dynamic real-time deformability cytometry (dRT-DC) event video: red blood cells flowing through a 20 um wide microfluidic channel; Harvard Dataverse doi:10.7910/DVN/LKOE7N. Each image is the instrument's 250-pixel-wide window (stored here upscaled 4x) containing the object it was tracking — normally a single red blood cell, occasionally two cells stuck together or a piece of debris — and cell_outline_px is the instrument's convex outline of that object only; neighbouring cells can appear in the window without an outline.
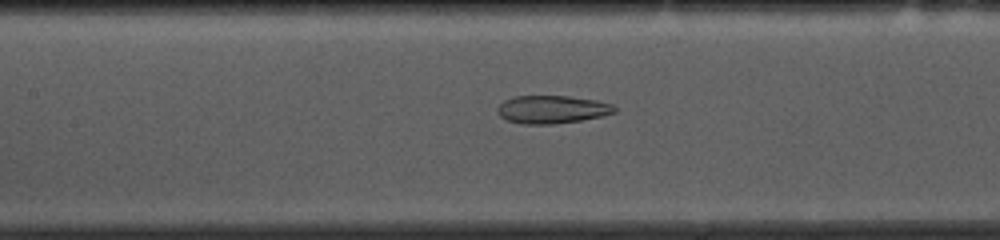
{"species": "common noctule bat (a hibernating species)", "species_latin": "Nyctalus noctula", "temperature_condition": "cold", "stored_images_in_passage": 53, "camera_frame_rate_fps": 3000, "um_per_image_px": 0.085, "animal": {"sex": "female", "body_mass_g": 10.0, "forearm_length_mm": 53.1}, "frame": {"image": 1, "passage_image": 23, "time_ms": 7.333, "image_size_px": [1000, 240], "cell_outline_px": [[616, 112], [600, 116], [580, 120], [552, 124], [524, 124], [508, 120], [500, 116], [496, 112], [496, 108], [504, 100], [516, 96], [568, 96], [596, 100], [612, 104], [616, 108]], "centroid_in_image_um": [46.9, 9.3], "position_along_channel_um": 160.5, "area_um2": 18.96}}
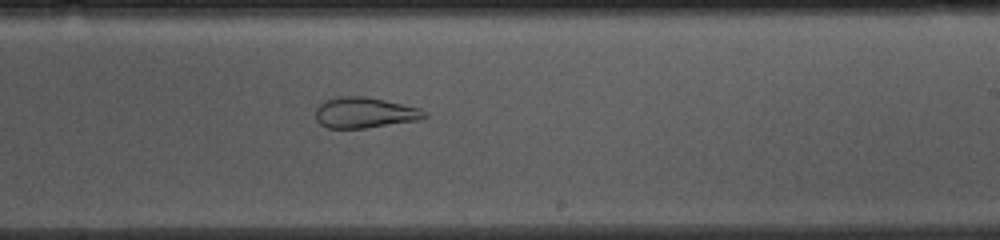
{"frame": {"image": 2, "passage_image": 31, "time_ms": 10.0, "image_size_px": [1000, 240], "cell_outline_px": [[428, 116], [416, 120], [364, 128], [328, 128], [320, 124], [316, 120], [316, 108], [324, 100], [336, 96], [368, 96], [420, 108], [428, 112]], "centroid_in_image_um": [30.98, 9.56], "position_along_channel_um": 258.0, "area_um2": 19.54}}
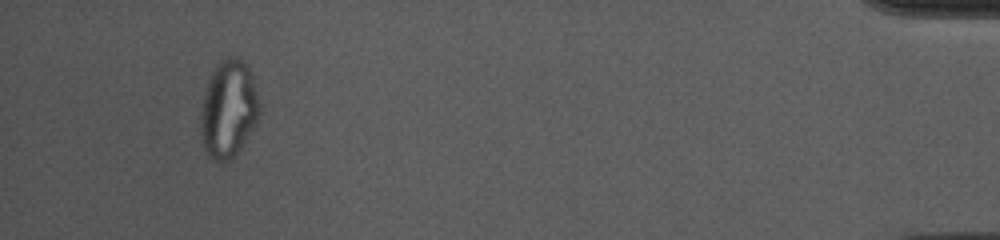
{"frame": {"image": 3, "passage_image": 50, "time_ms": 16.333, "image_size_px": [1000, 240], "cell_outline_px": [[260, 112], [256, 124], [240, 148], [224, 164], [220, 164], [212, 160], [208, 156], [204, 148], [200, 132], [200, 108], [204, 92], [208, 80], [212, 72], [228, 56], [240, 56], [244, 60], [252, 72], [260, 100]], "centroid_in_image_um": [19.43, 9.27], "position_along_channel_um": 415.8, "area_um2": 33.99}, "authors_computed_cell_mechanics": {"area_um2": 25.6632, "velocity_mm_per_s": 3.6721, "shape_relaxation_time_tau1_ms": null, "shape_relaxation_time_tau2_ms": 1.9188, "deformation_change_tau1": null, "deformation_change_tau2": 0.0941}}